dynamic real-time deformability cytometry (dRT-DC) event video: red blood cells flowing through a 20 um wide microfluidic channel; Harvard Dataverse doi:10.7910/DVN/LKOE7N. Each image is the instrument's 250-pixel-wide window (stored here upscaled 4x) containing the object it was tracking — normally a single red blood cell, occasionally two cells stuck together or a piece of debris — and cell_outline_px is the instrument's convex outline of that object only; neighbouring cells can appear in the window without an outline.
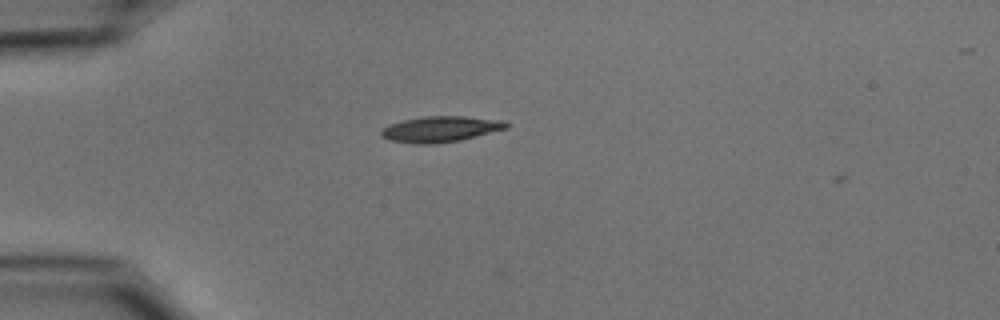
{"species": "common noctule bat (a hibernating species)", "species_latin": "Nyctalus noctula", "temperature_condition": "cold", "stored_images_in_passage": 5, "camera_frame_rate_fps": 3000, "um_per_image_px": 0.085, "animal": {"sex": "male", "body_mass_g": 15.6}, "frame": {"image": 1, "passage_image": 4, "time_ms": 1.0, "image_size_px": [1000, 320], "cell_outline_px": [[508, 128], [460, 140], [432, 144], [416, 144], [388, 140], [380, 136], [380, 132], [388, 124], [404, 120], [424, 116], [464, 116], [508, 120]], "centroid_in_image_um": [37.45, 10.97], "position_along_channel_um": 47.5, "area_um2": 18.96}}